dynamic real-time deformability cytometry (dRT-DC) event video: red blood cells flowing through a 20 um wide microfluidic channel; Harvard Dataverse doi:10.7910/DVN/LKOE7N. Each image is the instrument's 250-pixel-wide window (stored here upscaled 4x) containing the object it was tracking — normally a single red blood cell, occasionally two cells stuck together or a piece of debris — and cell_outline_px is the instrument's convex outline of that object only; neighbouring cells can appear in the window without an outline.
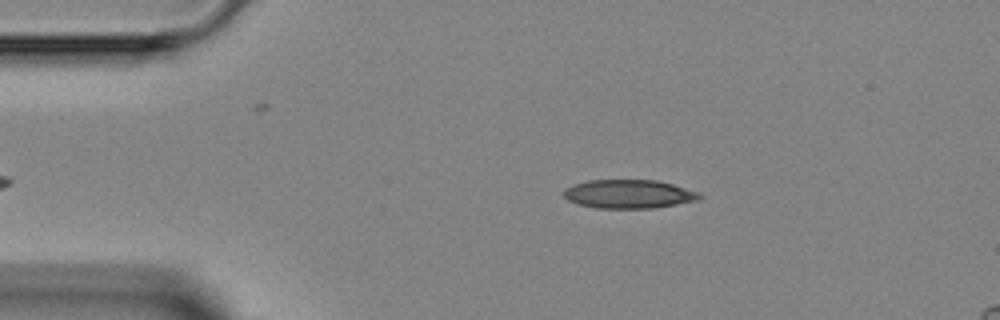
{"species": "Egyptian fruit bat (a non-hibernating species)", "species_latin": "Rousettus aegyptiacus", "temperature_condition": "room temperature", "stored_images_in_passage": 4, "segment_of_instrument_passage": [1, 2], "camera_frame_rate_fps": 3000, "um_per_image_px": 0.085, "animal": {"sex": "female"}, "frame": {"image": 1, "passage_image": 2, "time_ms": 1.0, "image_size_px": [1000, 320], "cell_outline_px": [[704, 196], [700, 200], [656, 208], [596, 208], [576, 204], [568, 200], [564, 196], [564, 188], [572, 184], [588, 180], [656, 180], [672, 184], [700, 192]], "centroid_in_image_um": [53.46, 16.49], "position_along_channel_um": 31.5, "area_um2": 23.0}}